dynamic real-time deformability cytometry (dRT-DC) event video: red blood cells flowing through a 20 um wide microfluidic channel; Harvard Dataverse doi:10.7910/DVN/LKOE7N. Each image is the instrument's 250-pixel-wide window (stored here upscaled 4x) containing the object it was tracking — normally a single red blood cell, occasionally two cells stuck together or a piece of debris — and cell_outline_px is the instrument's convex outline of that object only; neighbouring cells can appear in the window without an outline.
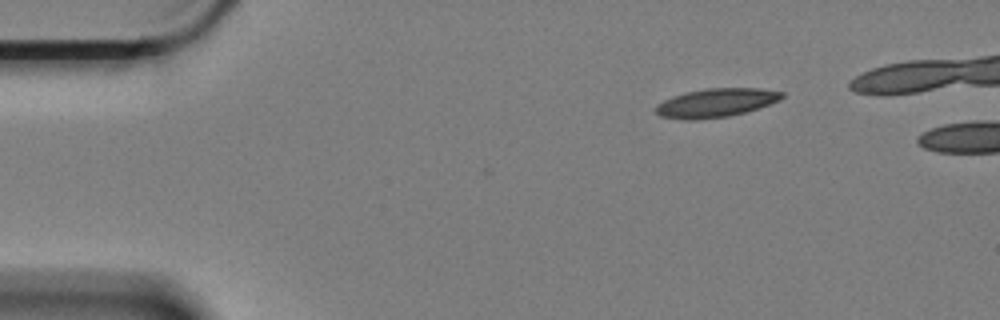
{"species": "Egyptian fruit bat (a non-hibernating species)", "species_latin": "Rousettus aegyptiacus", "temperature_condition": "cold", "stored_images_in_passage": 5, "camera_frame_rate_fps": 3000, "um_per_image_px": 0.085, "animal": {"sex": "female"}, "frame": {"image": 1, "passage_image": 1, "time_ms": 0.0, "image_size_px": [1000, 320], "cell_outline_px": [[784, 96], [780, 100], [744, 112], [728, 116], [696, 120], [684, 120], [660, 116], [656, 112], [656, 104], [672, 96], [684, 92], [708, 88], [760, 88], [784, 92]], "centroid_in_image_um": [60.83, 8.73], "position_along_channel_um": 24.2, "area_um2": 21.04}}